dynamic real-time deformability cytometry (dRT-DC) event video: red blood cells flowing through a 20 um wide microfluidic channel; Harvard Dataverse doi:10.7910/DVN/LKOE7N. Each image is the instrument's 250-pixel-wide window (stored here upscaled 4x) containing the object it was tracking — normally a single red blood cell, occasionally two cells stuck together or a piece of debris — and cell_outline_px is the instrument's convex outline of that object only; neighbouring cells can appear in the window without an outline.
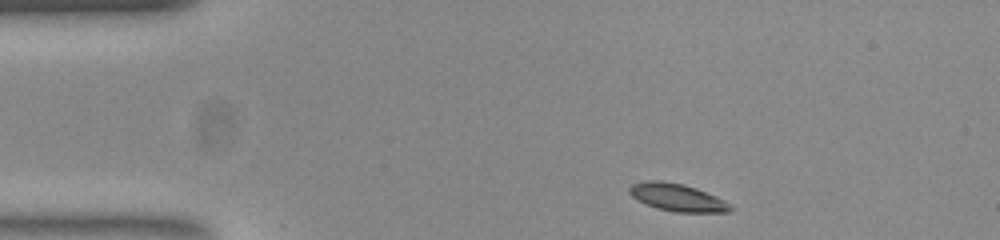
{"species": "common noctule bat (a hibernating species)", "species_latin": "Nyctalus noctula", "temperature_condition": "room temperature", "stored_images_in_passage": 47, "camera_frame_rate_fps": 3000, "um_per_image_px": 0.085, "animal": {"sex": "female", "body_mass_g": 23.0, "forearm_length_mm": 53.4}, "frame": {"image": 1, "passage_image": 1, "time_ms": 0.0, "image_size_px": [1000, 240], "cell_outline_px": [[732, 208], [728, 212], [676, 212], [656, 208], [636, 200], [628, 192], [628, 188], [632, 184], [644, 180], [660, 180], [684, 184], [696, 188], [716, 196], [724, 200]], "centroid_in_image_um": [57.51, 16.77], "position_along_channel_um": 27.5, "area_um2": 16.24}}
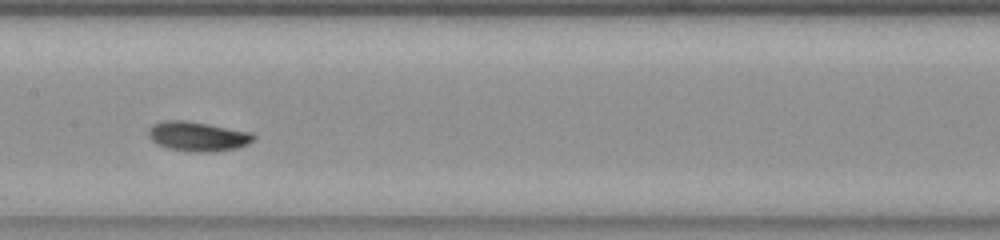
{"frame": {"image": 2, "passage_image": 19, "time_ms": 6.0, "image_size_px": [1000, 240], "cell_outline_px": [[256, 136], [248, 144], [236, 148], [204, 152], [196, 152], [168, 148], [152, 140], [148, 136], [148, 132], [152, 124], [164, 120], [184, 120], [208, 124], [252, 132]], "centroid_in_image_um": [16.81, 11.57], "position_along_channel_um": 190.6, "area_um2": 17.86}}
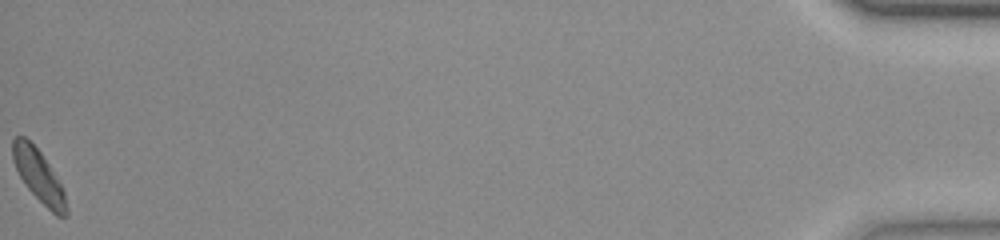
{"frame": {"image": 3, "passage_image": 47, "time_ms": 15.333, "image_size_px": [1000, 240], "cell_outline_px": [[68, 216], [56, 216], [28, 188], [20, 176], [12, 160], [12, 136], [24, 136], [40, 152], [48, 164], [60, 184], [64, 192], [68, 208]], "centroid_in_image_um": [3.28, 14.94], "position_along_channel_um": 431.9, "area_um2": 15.95}, "authors_computed_cell_mechanics": {"area_um2": 16.6464, "velocity_mm_per_s": 3.7221, "shape_relaxation_time_tau1_ms": 3.7721, "shape_relaxation_time_tau2_ms": null, "deformation_change_tau1": 0.15, "deformation_change_tau2": null}}